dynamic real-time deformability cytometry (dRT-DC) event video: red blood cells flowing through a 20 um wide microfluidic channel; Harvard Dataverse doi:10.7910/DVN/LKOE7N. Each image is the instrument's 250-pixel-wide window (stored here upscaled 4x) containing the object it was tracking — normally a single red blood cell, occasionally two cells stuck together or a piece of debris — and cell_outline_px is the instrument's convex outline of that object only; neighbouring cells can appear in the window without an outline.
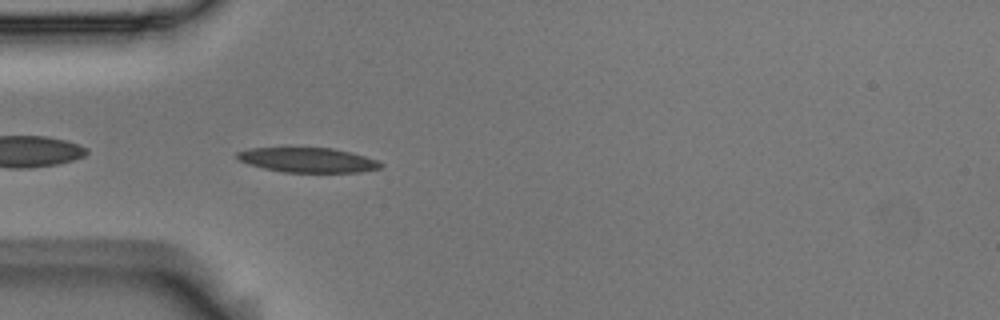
{"species": "Egyptian fruit bat (a non-hibernating species)", "species_latin": "Rousettus aegyptiacus", "temperature_condition": "room temperature", "stored_images_in_passage": 3, "camera_frame_rate_fps": 3000, "um_per_image_px": 0.085, "animal": {"sex": "male"}, "frame": {"image": 1, "passage_image": 3, "time_ms": 0.667, "image_size_px": [1000, 320], "cell_outline_px": [[384, 164], [380, 168], [360, 172], [284, 172], [264, 168], [248, 164], [240, 160], [236, 156], [236, 152], [248, 148], [332, 148], [352, 152], [380, 160]], "centroid_in_image_um": [26.2, 13.6], "position_along_channel_um": 58.8, "area_um2": 20.75}}